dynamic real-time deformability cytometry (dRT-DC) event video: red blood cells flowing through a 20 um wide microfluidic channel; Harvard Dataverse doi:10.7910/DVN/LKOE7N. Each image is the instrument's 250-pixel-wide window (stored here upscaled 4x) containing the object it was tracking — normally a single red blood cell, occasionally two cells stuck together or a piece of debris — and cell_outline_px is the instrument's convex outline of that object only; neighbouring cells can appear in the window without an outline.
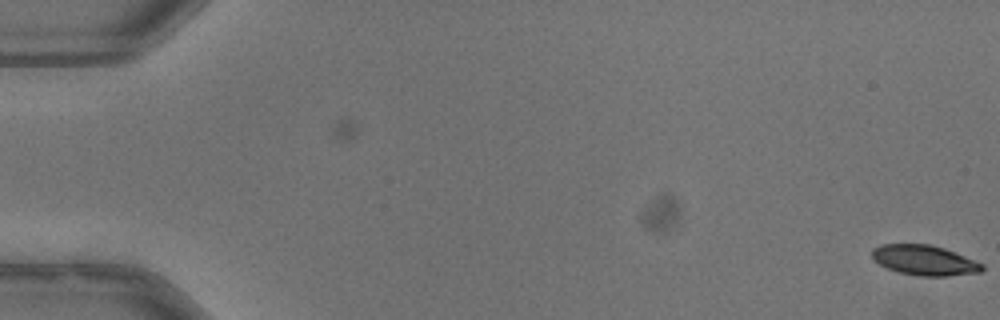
{"species": "common noctule bat (a hibernating species)", "species_latin": "Nyctalus noctula", "temperature_condition": "warm", "stored_images_in_passage": 6, "camera_frame_rate_fps": 3000, "um_per_image_px": 0.085, "animal": {"sex": "male", "body_mass_g": 13.3}, "frame": {"image": 1, "passage_image": 6, "time_ms": 1.667, "image_size_px": [1000, 320], "cell_outline_px": [[984, 268], [980, 272], [948, 276], [916, 276], [900, 272], [888, 268], [872, 260], [872, 248], [880, 244], [928, 244], [944, 248], [984, 264]], "centroid_in_image_um": [78.55, 22.12], "position_along_channel_um": 6.4, "area_um2": 19.31}}